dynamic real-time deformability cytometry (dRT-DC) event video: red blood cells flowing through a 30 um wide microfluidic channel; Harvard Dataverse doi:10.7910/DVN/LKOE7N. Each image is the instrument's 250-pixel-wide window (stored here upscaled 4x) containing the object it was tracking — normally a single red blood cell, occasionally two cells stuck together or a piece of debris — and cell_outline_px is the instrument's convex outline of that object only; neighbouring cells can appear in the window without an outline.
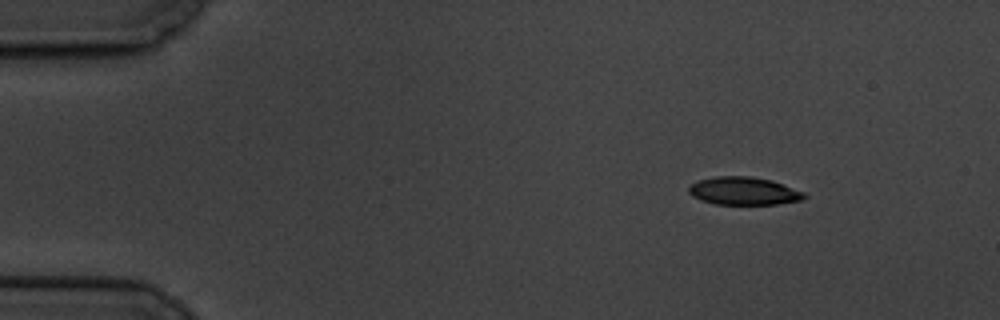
{"species": "common noctule bat (a hibernating species)", "species_latin": "Nyctalus noctula", "temperature_condition": "cold", "stored_images_in_passage": 5, "camera_frame_rate_fps": 3000, "um_per_image_px": 0.085, "animal": {"sex": "male", "body_mass_g": 19.5, "forearm_length_mm": 54.6}, "frame": {"image": 1, "passage_image": 2, "time_ms": 1.0, "image_size_px": [1000, 320], "cell_outline_px": [[808, 196], [800, 200], [776, 204], [716, 204], [700, 200], [692, 196], [688, 192], [688, 188], [692, 184], [700, 180], [716, 176], [752, 176], [772, 180], [804, 192]], "centroid_in_image_um": [63.22, 16.23], "position_along_channel_um": 21.8, "area_um2": 18.73}}
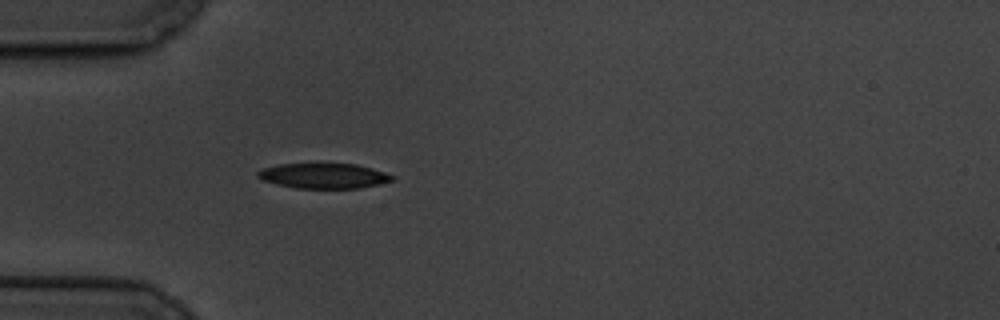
{"frame": {"image": 2, "passage_image": 5, "time_ms": 4.333, "image_size_px": [1000, 320], "cell_outline_px": [[396, 180], [380, 184], [360, 188], [296, 188], [264, 180], [256, 176], [256, 172], [264, 168], [280, 164], [316, 160], [356, 164], [372, 168], [396, 176]], "centroid_in_image_um": [27.56, 14.89], "position_along_channel_um": 57.4, "area_um2": 20.69}}